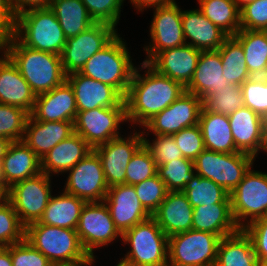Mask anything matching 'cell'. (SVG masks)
I'll use <instances>...</instances> for the list:
<instances>
[{"label": "cell", "mask_w": 267, "mask_h": 266, "mask_svg": "<svg viewBox=\"0 0 267 266\" xmlns=\"http://www.w3.org/2000/svg\"><path fill=\"white\" fill-rule=\"evenodd\" d=\"M173 2H175V0H130V3L134 4V7L138 9L137 11L139 12H142L143 9L146 10L148 7L155 8Z\"/></svg>", "instance_id": "54"}, {"label": "cell", "mask_w": 267, "mask_h": 266, "mask_svg": "<svg viewBox=\"0 0 267 266\" xmlns=\"http://www.w3.org/2000/svg\"><path fill=\"white\" fill-rule=\"evenodd\" d=\"M77 112L73 88L65 80L51 91L37 95L30 115L37 121L74 122Z\"/></svg>", "instance_id": "20"}, {"label": "cell", "mask_w": 267, "mask_h": 266, "mask_svg": "<svg viewBox=\"0 0 267 266\" xmlns=\"http://www.w3.org/2000/svg\"><path fill=\"white\" fill-rule=\"evenodd\" d=\"M26 227L5 197L0 201V247H7L25 240Z\"/></svg>", "instance_id": "40"}, {"label": "cell", "mask_w": 267, "mask_h": 266, "mask_svg": "<svg viewBox=\"0 0 267 266\" xmlns=\"http://www.w3.org/2000/svg\"><path fill=\"white\" fill-rule=\"evenodd\" d=\"M262 151L267 152V117L264 118V121H263Z\"/></svg>", "instance_id": "57"}, {"label": "cell", "mask_w": 267, "mask_h": 266, "mask_svg": "<svg viewBox=\"0 0 267 266\" xmlns=\"http://www.w3.org/2000/svg\"><path fill=\"white\" fill-rule=\"evenodd\" d=\"M251 168L230 193L231 211L239 229L267 216V173Z\"/></svg>", "instance_id": "9"}, {"label": "cell", "mask_w": 267, "mask_h": 266, "mask_svg": "<svg viewBox=\"0 0 267 266\" xmlns=\"http://www.w3.org/2000/svg\"><path fill=\"white\" fill-rule=\"evenodd\" d=\"M76 232L88 255L95 259L94 249L108 246L122 234L115 227L110 211L102 202H86L78 221Z\"/></svg>", "instance_id": "11"}, {"label": "cell", "mask_w": 267, "mask_h": 266, "mask_svg": "<svg viewBox=\"0 0 267 266\" xmlns=\"http://www.w3.org/2000/svg\"><path fill=\"white\" fill-rule=\"evenodd\" d=\"M114 26L95 23L75 37L67 38L61 53V61L66 75L79 72L85 63L118 33Z\"/></svg>", "instance_id": "13"}, {"label": "cell", "mask_w": 267, "mask_h": 266, "mask_svg": "<svg viewBox=\"0 0 267 266\" xmlns=\"http://www.w3.org/2000/svg\"><path fill=\"white\" fill-rule=\"evenodd\" d=\"M220 239L193 229L168 237V266H215Z\"/></svg>", "instance_id": "8"}, {"label": "cell", "mask_w": 267, "mask_h": 266, "mask_svg": "<svg viewBox=\"0 0 267 266\" xmlns=\"http://www.w3.org/2000/svg\"><path fill=\"white\" fill-rule=\"evenodd\" d=\"M236 5L241 9L243 8L246 4L256 1V0H233Z\"/></svg>", "instance_id": "59"}, {"label": "cell", "mask_w": 267, "mask_h": 266, "mask_svg": "<svg viewBox=\"0 0 267 266\" xmlns=\"http://www.w3.org/2000/svg\"><path fill=\"white\" fill-rule=\"evenodd\" d=\"M199 9L213 24L228 36L240 29V8L233 0H198Z\"/></svg>", "instance_id": "36"}, {"label": "cell", "mask_w": 267, "mask_h": 266, "mask_svg": "<svg viewBox=\"0 0 267 266\" xmlns=\"http://www.w3.org/2000/svg\"><path fill=\"white\" fill-rule=\"evenodd\" d=\"M259 266H267V257L263 258L260 262H259Z\"/></svg>", "instance_id": "60"}, {"label": "cell", "mask_w": 267, "mask_h": 266, "mask_svg": "<svg viewBox=\"0 0 267 266\" xmlns=\"http://www.w3.org/2000/svg\"><path fill=\"white\" fill-rule=\"evenodd\" d=\"M198 125L205 149L222 153L240 152L232 136L228 115L212 113L203 106Z\"/></svg>", "instance_id": "30"}, {"label": "cell", "mask_w": 267, "mask_h": 266, "mask_svg": "<svg viewBox=\"0 0 267 266\" xmlns=\"http://www.w3.org/2000/svg\"><path fill=\"white\" fill-rule=\"evenodd\" d=\"M25 240L46 256L54 266H89L94 263L74 229L38 222L26 227Z\"/></svg>", "instance_id": "3"}, {"label": "cell", "mask_w": 267, "mask_h": 266, "mask_svg": "<svg viewBox=\"0 0 267 266\" xmlns=\"http://www.w3.org/2000/svg\"><path fill=\"white\" fill-rule=\"evenodd\" d=\"M152 217L170 237L192 229L193 207L182 191H168L164 201Z\"/></svg>", "instance_id": "25"}, {"label": "cell", "mask_w": 267, "mask_h": 266, "mask_svg": "<svg viewBox=\"0 0 267 266\" xmlns=\"http://www.w3.org/2000/svg\"><path fill=\"white\" fill-rule=\"evenodd\" d=\"M150 26L151 42L144 47L149 63L159 52L186 44L182 28V10L176 2L153 8Z\"/></svg>", "instance_id": "16"}, {"label": "cell", "mask_w": 267, "mask_h": 266, "mask_svg": "<svg viewBox=\"0 0 267 266\" xmlns=\"http://www.w3.org/2000/svg\"><path fill=\"white\" fill-rule=\"evenodd\" d=\"M5 196L0 192V201L3 200Z\"/></svg>", "instance_id": "61"}, {"label": "cell", "mask_w": 267, "mask_h": 266, "mask_svg": "<svg viewBox=\"0 0 267 266\" xmlns=\"http://www.w3.org/2000/svg\"><path fill=\"white\" fill-rule=\"evenodd\" d=\"M12 266H54L39 250L26 240L10 245Z\"/></svg>", "instance_id": "50"}, {"label": "cell", "mask_w": 267, "mask_h": 266, "mask_svg": "<svg viewBox=\"0 0 267 266\" xmlns=\"http://www.w3.org/2000/svg\"><path fill=\"white\" fill-rule=\"evenodd\" d=\"M244 106L267 117V77H251L241 85Z\"/></svg>", "instance_id": "45"}, {"label": "cell", "mask_w": 267, "mask_h": 266, "mask_svg": "<svg viewBox=\"0 0 267 266\" xmlns=\"http://www.w3.org/2000/svg\"><path fill=\"white\" fill-rule=\"evenodd\" d=\"M74 133V122L37 121L29 115L22 141L41 160L58 143Z\"/></svg>", "instance_id": "22"}, {"label": "cell", "mask_w": 267, "mask_h": 266, "mask_svg": "<svg viewBox=\"0 0 267 266\" xmlns=\"http://www.w3.org/2000/svg\"><path fill=\"white\" fill-rule=\"evenodd\" d=\"M29 115L20 107L0 104V137L22 141Z\"/></svg>", "instance_id": "42"}, {"label": "cell", "mask_w": 267, "mask_h": 266, "mask_svg": "<svg viewBox=\"0 0 267 266\" xmlns=\"http://www.w3.org/2000/svg\"><path fill=\"white\" fill-rule=\"evenodd\" d=\"M85 203L84 199L63 191L61 195L51 196L39 222L76 230Z\"/></svg>", "instance_id": "33"}, {"label": "cell", "mask_w": 267, "mask_h": 266, "mask_svg": "<svg viewBox=\"0 0 267 266\" xmlns=\"http://www.w3.org/2000/svg\"><path fill=\"white\" fill-rule=\"evenodd\" d=\"M11 143L12 141L10 139H7L5 137H0V163L2 158L6 155V152Z\"/></svg>", "instance_id": "56"}, {"label": "cell", "mask_w": 267, "mask_h": 266, "mask_svg": "<svg viewBox=\"0 0 267 266\" xmlns=\"http://www.w3.org/2000/svg\"><path fill=\"white\" fill-rule=\"evenodd\" d=\"M182 28L186 44L201 51L218 50L228 37L199 8L182 11Z\"/></svg>", "instance_id": "26"}, {"label": "cell", "mask_w": 267, "mask_h": 266, "mask_svg": "<svg viewBox=\"0 0 267 266\" xmlns=\"http://www.w3.org/2000/svg\"><path fill=\"white\" fill-rule=\"evenodd\" d=\"M1 50L16 65L36 96L51 91L66 80L58 54L24 46L15 36Z\"/></svg>", "instance_id": "2"}, {"label": "cell", "mask_w": 267, "mask_h": 266, "mask_svg": "<svg viewBox=\"0 0 267 266\" xmlns=\"http://www.w3.org/2000/svg\"><path fill=\"white\" fill-rule=\"evenodd\" d=\"M240 12L241 29L267 31V0L250 2Z\"/></svg>", "instance_id": "49"}, {"label": "cell", "mask_w": 267, "mask_h": 266, "mask_svg": "<svg viewBox=\"0 0 267 266\" xmlns=\"http://www.w3.org/2000/svg\"><path fill=\"white\" fill-rule=\"evenodd\" d=\"M218 51L223 64V75L229 84L241 86L251 78L243 47L234 36H228Z\"/></svg>", "instance_id": "37"}, {"label": "cell", "mask_w": 267, "mask_h": 266, "mask_svg": "<svg viewBox=\"0 0 267 266\" xmlns=\"http://www.w3.org/2000/svg\"><path fill=\"white\" fill-rule=\"evenodd\" d=\"M228 117L236 148L257 157L262 151L264 118L246 106Z\"/></svg>", "instance_id": "27"}, {"label": "cell", "mask_w": 267, "mask_h": 266, "mask_svg": "<svg viewBox=\"0 0 267 266\" xmlns=\"http://www.w3.org/2000/svg\"><path fill=\"white\" fill-rule=\"evenodd\" d=\"M255 157L244 152L222 153L204 149L194 160L196 174L222 186L229 194L253 167Z\"/></svg>", "instance_id": "7"}, {"label": "cell", "mask_w": 267, "mask_h": 266, "mask_svg": "<svg viewBox=\"0 0 267 266\" xmlns=\"http://www.w3.org/2000/svg\"><path fill=\"white\" fill-rule=\"evenodd\" d=\"M200 54L201 50L184 44L159 52L148 64L159 74L186 87L193 77Z\"/></svg>", "instance_id": "21"}, {"label": "cell", "mask_w": 267, "mask_h": 266, "mask_svg": "<svg viewBox=\"0 0 267 266\" xmlns=\"http://www.w3.org/2000/svg\"><path fill=\"white\" fill-rule=\"evenodd\" d=\"M8 189L4 185V181L1 174V163H0V192L6 197Z\"/></svg>", "instance_id": "58"}, {"label": "cell", "mask_w": 267, "mask_h": 266, "mask_svg": "<svg viewBox=\"0 0 267 266\" xmlns=\"http://www.w3.org/2000/svg\"><path fill=\"white\" fill-rule=\"evenodd\" d=\"M41 173L40 158L23 142L13 141L1 160V174L5 187Z\"/></svg>", "instance_id": "28"}, {"label": "cell", "mask_w": 267, "mask_h": 266, "mask_svg": "<svg viewBox=\"0 0 267 266\" xmlns=\"http://www.w3.org/2000/svg\"><path fill=\"white\" fill-rule=\"evenodd\" d=\"M0 266H12L10 246L0 247Z\"/></svg>", "instance_id": "55"}, {"label": "cell", "mask_w": 267, "mask_h": 266, "mask_svg": "<svg viewBox=\"0 0 267 266\" xmlns=\"http://www.w3.org/2000/svg\"><path fill=\"white\" fill-rule=\"evenodd\" d=\"M50 179L41 172L8 188L6 198L25 227L41 219L52 196Z\"/></svg>", "instance_id": "10"}, {"label": "cell", "mask_w": 267, "mask_h": 266, "mask_svg": "<svg viewBox=\"0 0 267 266\" xmlns=\"http://www.w3.org/2000/svg\"><path fill=\"white\" fill-rule=\"evenodd\" d=\"M243 230L251 239L253 249L260 262L267 257V217L252 221Z\"/></svg>", "instance_id": "51"}, {"label": "cell", "mask_w": 267, "mask_h": 266, "mask_svg": "<svg viewBox=\"0 0 267 266\" xmlns=\"http://www.w3.org/2000/svg\"><path fill=\"white\" fill-rule=\"evenodd\" d=\"M65 182L64 192L86 202L104 201L109 189L101 159L94 150L69 170Z\"/></svg>", "instance_id": "14"}, {"label": "cell", "mask_w": 267, "mask_h": 266, "mask_svg": "<svg viewBox=\"0 0 267 266\" xmlns=\"http://www.w3.org/2000/svg\"><path fill=\"white\" fill-rule=\"evenodd\" d=\"M15 33V16L7 0H0V51Z\"/></svg>", "instance_id": "52"}, {"label": "cell", "mask_w": 267, "mask_h": 266, "mask_svg": "<svg viewBox=\"0 0 267 266\" xmlns=\"http://www.w3.org/2000/svg\"><path fill=\"white\" fill-rule=\"evenodd\" d=\"M51 0H7V3L16 17L28 9L47 8ZM27 6V7H26Z\"/></svg>", "instance_id": "53"}, {"label": "cell", "mask_w": 267, "mask_h": 266, "mask_svg": "<svg viewBox=\"0 0 267 266\" xmlns=\"http://www.w3.org/2000/svg\"><path fill=\"white\" fill-rule=\"evenodd\" d=\"M215 266H259L252 241L243 229L220 239Z\"/></svg>", "instance_id": "32"}, {"label": "cell", "mask_w": 267, "mask_h": 266, "mask_svg": "<svg viewBox=\"0 0 267 266\" xmlns=\"http://www.w3.org/2000/svg\"><path fill=\"white\" fill-rule=\"evenodd\" d=\"M157 174V165L151 152L143 145L127 165L125 184L135 185Z\"/></svg>", "instance_id": "43"}, {"label": "cell", "mask_w": 267, "mask_h": 266, "mask_svg": "<svg viewBox=\"0 0 267 266\" xmlns=\"http://www.w3.org/2000/svg\"><path fill=\"white\" fill-rule=\"evenodd\" d=\"M133 186L142 206L151 216L158 210L168 193L158 174Z\"/></svg>", "instance_id": "44"}, {"label": "cell", "mask_w": 267, "mask_h": 266, "mask_svg": "<svg viewBox=\"0 0 267 266\" xmlns=\"http://www.w3.org/2000/svg\"><path fill=\"white\" fill-rule=\"evenodd\" d=\"M203 100L185 91L170 106L154 115L143 127L154 135H173L186 127L198 125Z\"/></svg>", "instance_id": "15"}, {"label": "cell", "mask_w": 267, "mask_h": 266, "mask_svg": "<svg viewBox=\"0 0 267 266\" xmlns=\"http://www.w3.org/2000/svg\"><path fill=\"white\" fill-rule=\"evenodd\" d=\"M49 8L59 21L66 39L77 36L95 24L81 0H51Z\"/></svg>", "instance_id": "34"}, {"label": "cell", "mask_w": 267, "mask_h": 266, "mask_svg": "<svg viewBox=\"0 0 267 266\" xmlns=\"http://www.w3.org/2000/svg\"><path fill=\"white\" fill-rule=\"evenodd\" d=\"M203 106L212 113L230 115L244 106L240 85H226L218 93H210L204 100Z\"/></svg>", "instance_id": "41"}, {"label": "cell", "mask_w": 267, "mask_h": 266, "mask_svg": "<svg viewBox=\"0 0 267 266\" xmlns=\"http://www.w3.org/2000/svg\"><path fill=\"white\" fill-rule=\"evenodd\" d=\"M104 202L121 234L151 217L142 206L133 185L121 184L110 187Z\"/></svg>", "instance_id": "19"}, {"label": "cell", "mask_w": 267, "mask_h": 266, "mask_svg": "<svg viewBox=\"0 0 267 266\" xmlns=\"http://www.w3.org/2000/svg\"><path fill=\"white\" fill-rule=\"evenodd\" d=\"M135 67L128 92L124 97L127 122L143 126L154 115L170 106L184 92L185 87L170 77L159 74L148 63Z\"/></svg>", "instance_id": "1"}, {"label": "cell", "mask_w": 267, "mask_h": 266, "mask_svg": "<svg viewBox=\"0 0 267 266\" xmlns=\"http://www.w3.org/2000/svg\"><path fill=\"white\" fill-rule=\"evenodd\" d=\"M126 121V107H99L77 112L74 132L94 149L120 137V124Z\"/></svg>", "instance_id": "12"}, {"label": "cell", "mask_w": 267, "mask_h": 266, "mask_svg": "<svg viewBox=\"0 0 267 266\" xmlns=\"http://www.w3.org/2000/svg\"><path fill=\"white\" fill-rule=\"evenodd\" d=\"M133 134L127 138L117 137L93 149L101 159L104 177L109 188L125 184L127 165L144 145V130Z\"/></svg>", "instance_id": "17"}, {"label": "cell", "mask_w": 267, "mask_h": 266, "mask_svg": "<svg viewBox=\"0 0 267 266\" xmlns=\"http://www.w3.org/2000/svg\"><path fill=\"white\" fill-rule=\"evenodd\" d=\"M0 57V104L17 106L31 114L36 94L11 59L5 53Z\"/></svg>", "instance_id": "23"}, {"label": "cell", "mask_w": 267, "mask_h": 266, "mask_svg": "<svg viewBox=\"0 0 267 266\" xmlns=\"http://www.w3.org/2000/svg\"><path fill=\"white\" fill-rule=\"evenodd\" d=\"M93 148L77 133L62 140L41 158V172L48 176L68 172L85 158Z\"/></svg>", "instance_id": "29"}, {"label": "cell", "mask_w": 267, "mask_h": 266, "mask_svg": "<svg viewBox=\"0 0 267 266\" xmlns=\"http://www.w3.org/2000/svg\"><path fill=\"white\" fill-rule=\"evenodd\" d=\"M230 85L223 75V64L218 50L201 51L197 67L185 91L190 92L202 100L210 93H218Z\"/></svg>", "instance_id": "24"}, {"label": "cell", "mask_w": 267, "mask_h": 266, "mask_svg": "<svg viewBox=\"0 0 267 266\" xmlns=\"http://www.w3.org/2000/svg\"><path fill=\"white\" fill-rule=\"evenodd\" d=\"M192 229L210 232L223 238L237 232L239 227L234 221L231 203H216L193 208Z\"/></svg>", "instance_id": "31"}, {"label": "cell", "mask_w": 267, "mask_h": 266, "mask_svg": "<svg viewBox=\"0 0 267 266\" xmlns=\"http://www.w3.org/2000/svg\"><path fill=\"white\" fill-rule=\"evenodd\" d=\"M182 192L193 208L216 203H231L230 194L222 186L196 173Z\"/></svg>", "instance_id": "38"}, {"label": "cell", "mask_w": 267, "mask_h": 266, "mask_svg": "<svg viewBox=\"0 0 267 266\" xmlns=\"http://www.w3.org/2000/svg\"><path fill=\"white\" fill-rule=\"evenodd\" d=\"M66 80L73 88L78 112L99 107H126L124 96L109 84L79 72L66 75Z\"/></svg>", "instance_id": "18"}, {"label": "cell", "mask_w": 267, "mask_h": 266, "mask_svg": "<svg viewBox=\"0 0 267 266\" xmlns=\"http://www.w3.org/2000/svg\"><path fill=\"white\" fill-rule=\"evenodd\" d=\"M177 146L184 158L195 160L205 149L204 139L199 125H194L181 129L173 134Z\"/></svg>", "instance_id": "48"}, {"label": "cell", "mask_w": 267, "mask_h": 266, "mask_svg": "<svg viewBox=\"0 0 267 266\" xmlns=\"http://www.w3.org/2000/svg\"><path fill=\"white\" fill-rule=\"evenodd\" d=\"M14 36L24 46L58 55L66 44L59 21L49 7L27 9L16 16Z\"/></svg>", "instance_id": "5"}, {"label": "cell", "mask_w": 267, "mask_h": 266, "mask_svg": "<svg viewBox=\"0 0 267 266\" xmlns=\"http://www.w3.org/2000/svg\"><path fill=\"white\" fill-rule=\"evenodd\" d=\"M234 37L243 47L251 77H267V31L240 29Z\"/></svg>", "instance_id": "35"}, {"label": "cell", "mask_w": 267, "mask_h": 266, "mask_svg": "<svg viewBox=\"0 0 267 266\" xmlns=\"http://www.w3.org/2000/svg\"><path fill=\"white\" fill-rule=\"evenodd\" d=\"M95 23H107L116 26L124 0H81Z\"/></svg>", "instance_id": "46"}, {"label": "cell", "mask_w": 267, "mask_h": 266, "mask_svg": "<svg viewBox=\"0 0 267 266\" xmlns=\"http://www.w3.org/2000/svg\"><path fill=\"white\" fill-rule=\"evenodd\" d=\"M194 161L178 158L164 165H157V174L168 191H183L195 174Z\"/></svg>", "instance_id": "39"}, {"label": "cell", "mask_w": 267, "mask_h": 266, "mask_svg": "<svg viewBox=\"0 0 267 266\" xmlns=\"http://www.w3.org/2000/svg\"><path fill=\"white\" fill-rule=\"evenodd\" d=\"M151 143L144 137V145L151 152L156 165H164L178 158H184L173 135H154Z\"/></svg>", "instance_id": "47"}, {"label": "cell", "mask_w": 267, "mask_h": 266, "mask_svg": "<svg viewBox=\"0 0 267 266\" xmlns=\"http://www.w3.org/2000/svg\"><path fill=\"white\" fill-rule=\"evenodd\" d=\"M131 250L118 262L123 266H168V236L151 216L122 236Z\"/></svg>", "instance_id": "6"}, {"label": "cell", "mask_w": 267, "mask_h": 266, "mask_svg": "<svg viewBox=\"0 0 267 266\" xmlns=\"http://www.w3.org/2000/svg\"><path fill=\"white\" fill-rule=\"evenodd\" d=\"M116 35L81 68L80 74L116 88L124 97L128 92L135 66L122 37Z\"/></svg>", "instance_id": "4"}]
</instances>
